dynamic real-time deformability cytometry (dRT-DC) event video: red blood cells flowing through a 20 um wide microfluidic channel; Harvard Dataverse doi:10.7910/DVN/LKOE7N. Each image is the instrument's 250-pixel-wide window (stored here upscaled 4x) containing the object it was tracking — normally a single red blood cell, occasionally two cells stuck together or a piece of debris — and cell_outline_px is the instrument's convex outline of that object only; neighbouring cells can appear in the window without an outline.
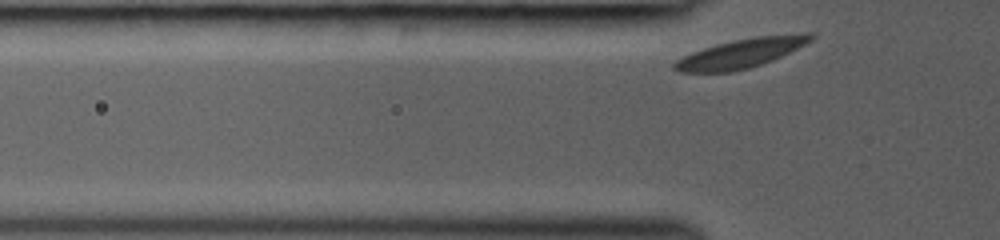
{"species": "common noctule bat (a hibernating species)", "species_latin": "Nyctalus noctula", "temperature_condition": "room temperature", "stored_images_in_passage": 2, "camera_frame_rate_fps": 3000, "um_per_image_px": 0.085, "animal": {"sex": "female", "body_mass_g": 19.0, "forearm_length_mm": 53.3}, "frame": {"image": 1, "passage_image": 2, "time_ms": 0.333, "image_size_px": [1000, 240], "cell_outline_px": [[816, 36], [812, 40], [772, 60], [748, 68], [732, 72], [680, 72], [672, 68], [672, 64], [676, 60], [692, 52], [716, 44], [756, 36], [808, 32], [812, 32]], "centroid_in_image_um": [62.99, 4.52], "position_along_channel_um": 62.8, "area_um2": 23.0}}